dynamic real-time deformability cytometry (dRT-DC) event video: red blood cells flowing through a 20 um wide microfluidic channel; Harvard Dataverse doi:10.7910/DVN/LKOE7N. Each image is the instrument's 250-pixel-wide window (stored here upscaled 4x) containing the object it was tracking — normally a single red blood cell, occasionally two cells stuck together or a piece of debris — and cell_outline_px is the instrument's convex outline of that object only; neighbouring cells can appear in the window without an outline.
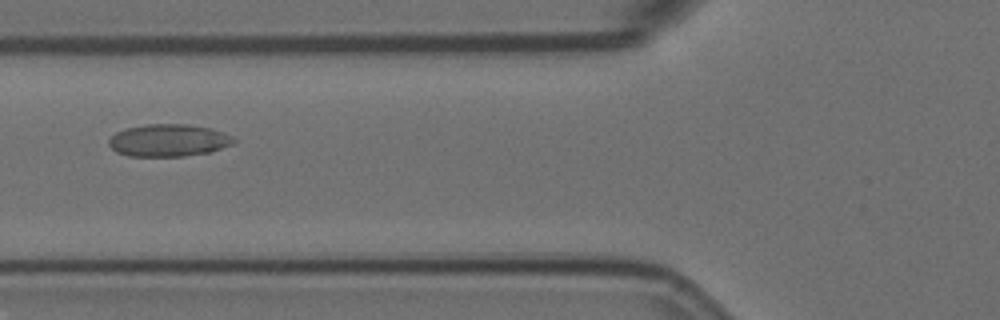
{"species": "Egyptian fruit bat (a non-hibernating species)", "species_latin": "Rousettus aegyptiacus", "temperature_condition": "room temperature", "stored_images_in_passage": 15, "camera_frame_rate_fps": 3000, "um_per_image_px": 0.085, "animal": {"sex": "female"}, "frame": {"image": 1, "passage_image": 6, "time_ms": 1.667, "image_size_px": [1000, 320], "cell_outline_px": [[236, 140], [232, 144], [212, 152], [184, 156], [128, 156], [116, 152], [108, 144], [108, 140], [116, 132], [124, 128], [144, 124], [188, 124], [212, 128], [232, 136]], "centroid_in_image_um": [14.32, 11.92], "position_along_channel_um": 111.5, "area_um2": 23.76}}
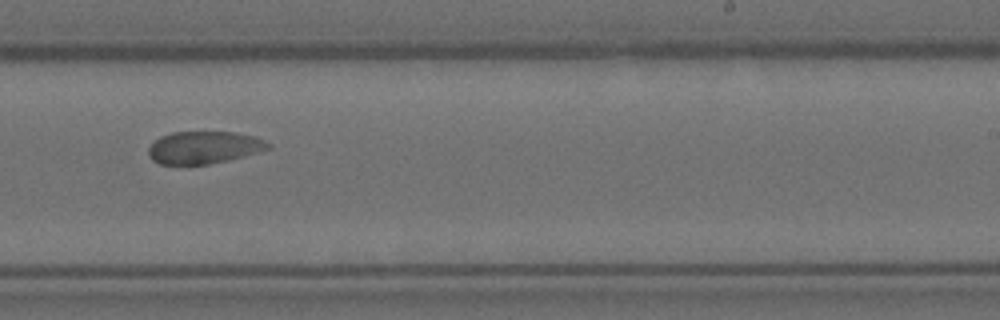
{"frame": {"image": 2, "passage_image": 10, "time_ms": 3.0, "image_size_px": [1000, 320], "cell_outline_px": [[272, 148], [244, 156], [228, 160], [208, 164], [160, 164], [152, 160], [148, 156], [148, 148], [160, 136], [172, 132], [236, 132], [256, 136], [272, 144]], "centroid_in_image_um": [17.36, 12.53], "position_along_channel_um": 271.6, "area_um2": 22.72}}
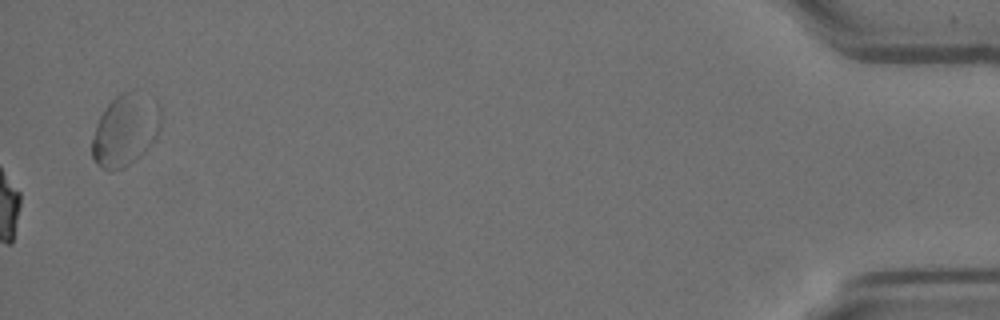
{"frame": {"image": 3, "passage_image": 15, "time_ms": 4.667, "image_size_px": [1000, 320], "cell_outline_px": [[160, 128], [152, 144], [140, 156], [128, 164], [120, 168], [104, 168], [92, 156], [92, 140], [96, 124], [104, 108], [120, 92], [132, 88], [136, 88], [152, 92], [156, 96], [160, 108]], "centroid_in_image_um": [10.72, 10.9], "position_along_channel_um": 424.5, "area_um2": 29.3}}